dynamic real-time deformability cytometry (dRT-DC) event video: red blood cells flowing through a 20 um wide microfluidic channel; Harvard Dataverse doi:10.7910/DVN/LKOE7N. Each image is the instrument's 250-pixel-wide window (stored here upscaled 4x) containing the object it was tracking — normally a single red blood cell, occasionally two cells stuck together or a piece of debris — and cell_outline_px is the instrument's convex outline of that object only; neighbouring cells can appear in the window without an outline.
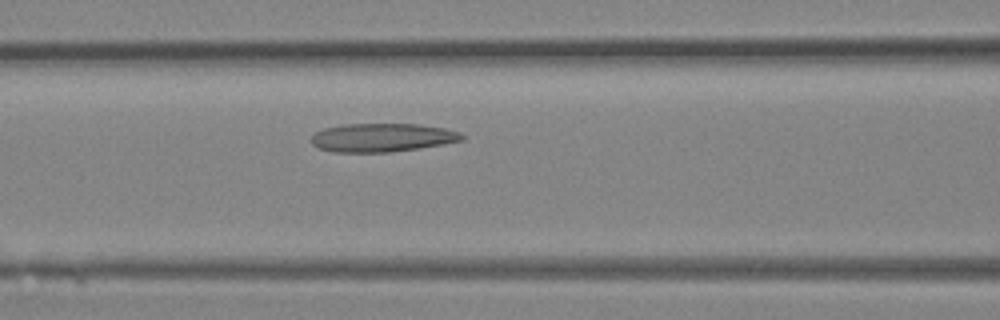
{"species": "Egyptian fruit bat (a non-hibernating species)", "species_latin": "Rousettus aegyptiacus", "temperature_condition": "room temperature", "stored_images_in_passage": 31, "camera_frame_rate_fps": 3000, "um_per_image_px": 0.085, "animal": {"sex": "female"}, "frame": {"image": 1, "passage_image": 12, "time_ms": 3.667, "image_size_px": [1000, 320], "cell_outline_px": [[464, 140], [444, 144], [420, 148], [392, 152], [332, 152], [320, 148], [312, 144], [312, 136], [316, 132], [324, 128], [344, 124], [420, 124], [444, 128], [460, 132], [464, 136]], "centroid_in_image_um": [32.51, 11.69], "position_along_channel_um": 134.1, "area_um2": 25.09}}
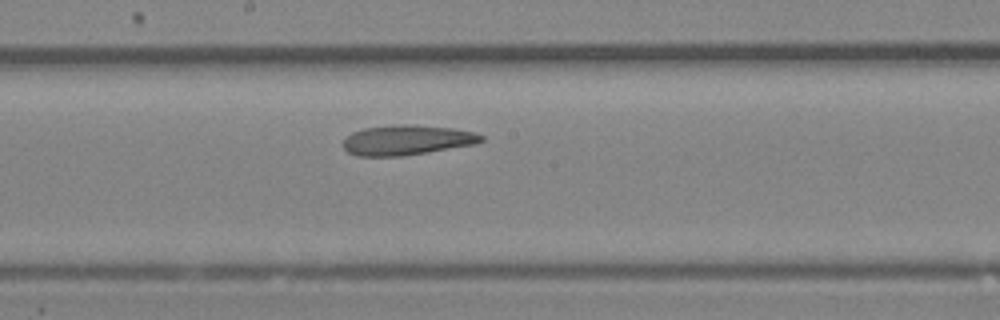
{"frame": {"image": 2, "passage_image": 16, "time_ms": 5.0, "image_size_px": [1000, 320], "cell_outline_px": [[484, 140], [476, 144], [400, 156], [356, 156], [348, 152], [344, 148], [344, 140], [352, 132], [364, 128], [400, 124], [404, 124], [452, 128], [476, 132], [484, 136]], "centroid_in_image_um": [34.6, 11.9], "position_along_channel_um": 213.6, "area_um2": 23.93}}
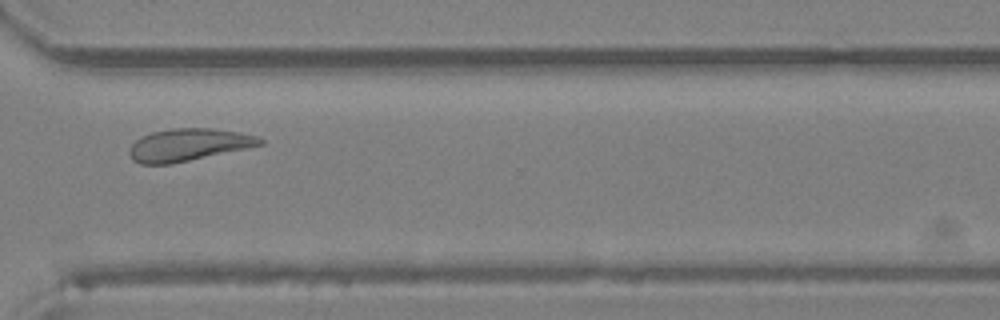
{"frame": {"image": 3, "passage_image": 23, "time_ms": 7.333, "image_size_px": [1000, 320], "cell_outline_px": [[264, 144], [248, 148], [172, 164], [140, 164], [132, 160], [128, 152], [132, 144], [136, 140], [152, 132], [172, 128], [212, 128], [236, 132], [256, 136], [264, 140]], "centroid_in_image_um": [16.01, 12.32], "position_along_channel_um": 354.6, "area_um2": 24.57}}